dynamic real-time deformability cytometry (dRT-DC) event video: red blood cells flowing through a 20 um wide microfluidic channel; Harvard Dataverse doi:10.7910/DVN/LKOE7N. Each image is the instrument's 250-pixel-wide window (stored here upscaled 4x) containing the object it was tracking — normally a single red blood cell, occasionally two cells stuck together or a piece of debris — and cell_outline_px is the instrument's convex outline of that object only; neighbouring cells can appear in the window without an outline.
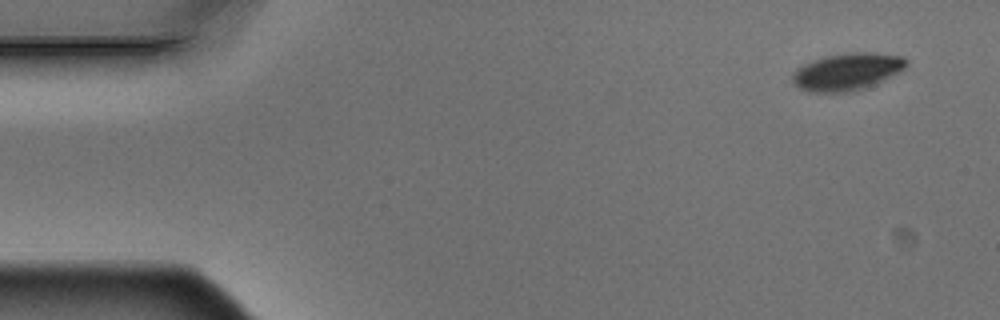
{"species": "Egyptian fruit bat (a non-hibernating species)", "species_latin": "Rousettus aegyptiacus", "temperature_condition": "warm", "stored_images_in_passage": 7, "camera_frame_rate_fps": 3000, "um_per_image_px": 0.085, "animal": {"sex": "male"}, "frame": {"image": 1, "passage_image": 1, "time_ms": 0.0, "image_size_px": [1000, 320], "cell_outline_px": [[908, 64], [904, 68], [864, 88], [848, 92], [808, 92], [792, 84], [792, 76], [796, 68], [812, 60], [824, 56], [848, 52], [872, 52], [904, 56], [908, 60]], "centroid_in_image_um": [71.95, 6.07], "position_along_channel_um": 13.0, "area_um2": 24.57}}
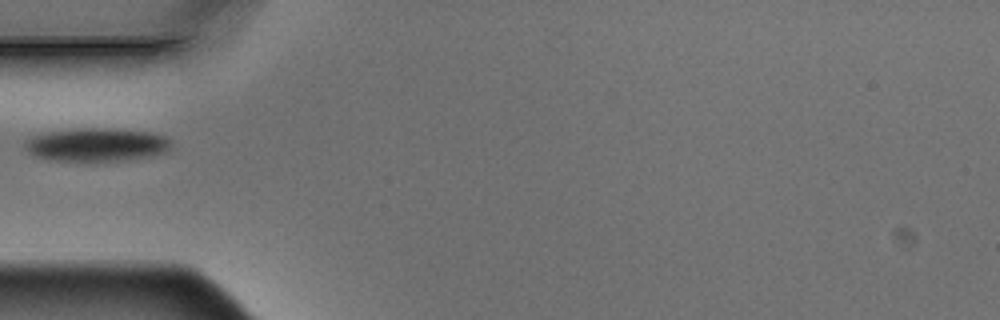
{"frame": {"image": 2, "passage_image": 5, "time_ms": 1.333, "image_size_px": [1000, 320], "cell_outline_px": [[168, 152], [152, 156], [120, 160], [56, 160], [36, 156], [24, 148], [24, 144], [28, 140], [36, 136], [48, 132], [80, 128], [100, 128], [148, 132], [164, 136], [168, 140]], "centroid_in_image_um": [8.22, 12.29], "position_along_channel_um": 76.8, "area_um2": 27.51}}
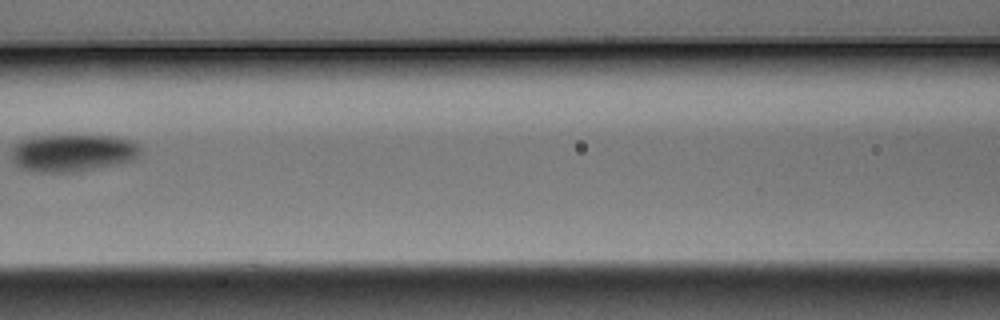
{"frame": {"image": 3, "passage_image": 7, "time_ms": 2.0, "image_size_px": [1000, 320], "cell_outline_px": [[140, 152], [132, 160], [116, 164], [76, 172], [36, 172], [20, 168], [12, 160], [12, 148], [20, 140], [40, 136], [116, 136], [128, 140], [136, 144], [140, 148]], "centroid_in_image_um": [6.13, 13.0], "position_along_channel_um": 160.5, "area_um2": 27.8}}